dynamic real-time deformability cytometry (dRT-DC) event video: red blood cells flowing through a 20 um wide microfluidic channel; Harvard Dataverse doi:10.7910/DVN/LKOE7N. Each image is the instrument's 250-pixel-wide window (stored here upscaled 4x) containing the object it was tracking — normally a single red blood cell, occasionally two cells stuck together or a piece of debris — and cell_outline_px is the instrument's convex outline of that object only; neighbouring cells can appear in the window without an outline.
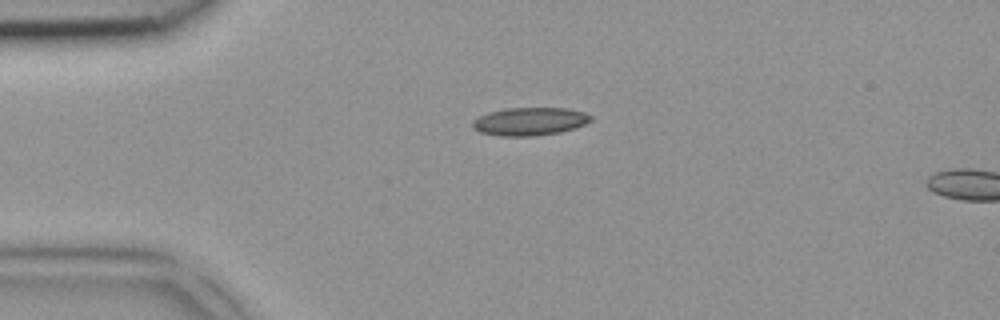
{"species": "common noctule bat (a hibernating species)", "species_latin": "Nyctalus noctula", "temperature_condition": "room temperature", "stored_images_in_passage": 2, "camera_frame_rate_fps": 3000, "um_per_image_px": 0.085, "animal": {"sex": "female", "body_mass_g": 18.4}, "frame": {"image": 1, "passage_image": 2, "time_ms": 0.333, "image_size_px": [1000, 320], "cell_outline_px": [[592, 120], [584, 124], [560, 132], [536, 136], [500, 136], [480, 132], [472, 128], [472, 120], [488, 112], [504, 108], [568, 108], [584, 112], [592, 116]], "centroid_in_image_um": [45.0, 10.32], "position_along_channel_um": 40.0, "area_um2": 19.36}}